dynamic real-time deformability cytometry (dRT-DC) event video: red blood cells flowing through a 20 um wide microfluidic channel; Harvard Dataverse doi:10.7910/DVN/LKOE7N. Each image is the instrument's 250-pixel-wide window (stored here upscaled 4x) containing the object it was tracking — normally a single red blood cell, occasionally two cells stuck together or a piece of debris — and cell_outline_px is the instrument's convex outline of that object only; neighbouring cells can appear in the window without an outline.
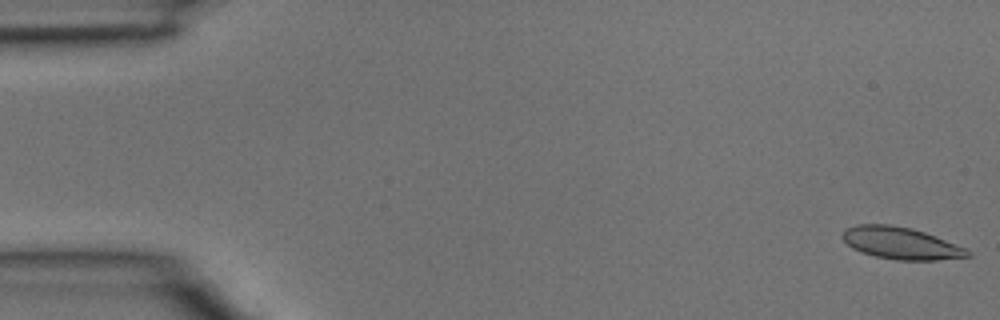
{"species": "common noctule bat (a hibernating species)", "species_latin": "Nyctalus noctula", "temperature_condition": "room temperature", "stored_images_in_passage": 4, "camera_frame_rate_fps": 3000, "um_per_image_px": 0.085, "animal": {"sex": "male", "body_mass_g": 15.6}, "frame": {"image": 1, "passage_image": 1, "time_ms": 0.0, "image_size_px": [1000, 320], "cell_outline_px": [[972, 256], [936, 260], [896, 260], [876, 256], [860, 252], [852, 248], [840, 236], [844, 228], [856, 224], [888, 224], [912, 228], [924, 232], [964, 248], [972, 252]], "centroid_in_image_um": [76.51, 20.66], "position_along_channel_um": 8.5, "area_um2": 23.29}}
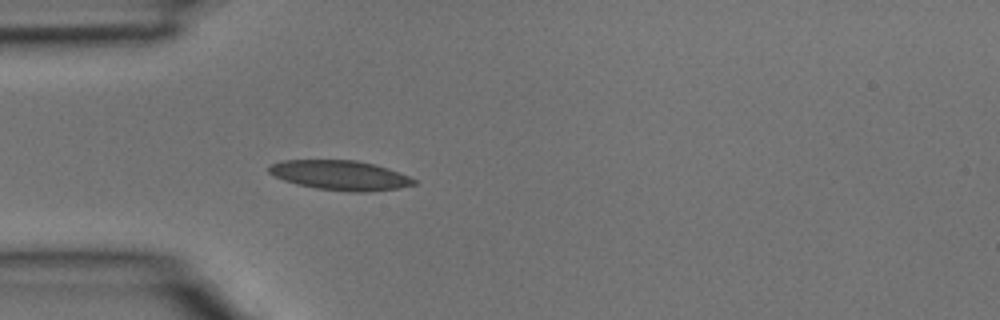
{"frame": {"image": 2, "passage_image": 4, "time_ms": 1.0, "image_size_px": [1000, 320], "cell_outline_px": [[416, 184], [400, 188], [368, 192], [348, 192], [316, 188], [296, 184], [284, 180], [268, 172], [268, 168], [272, 164], [284, 160], [356, 160], [376, 164], [388, 168], [408, 176], [416, 180]], "centroid_in_image_um": [28.94, 14.9], "position_along_channel_um": 56.1, "area_um2": 25.09}}